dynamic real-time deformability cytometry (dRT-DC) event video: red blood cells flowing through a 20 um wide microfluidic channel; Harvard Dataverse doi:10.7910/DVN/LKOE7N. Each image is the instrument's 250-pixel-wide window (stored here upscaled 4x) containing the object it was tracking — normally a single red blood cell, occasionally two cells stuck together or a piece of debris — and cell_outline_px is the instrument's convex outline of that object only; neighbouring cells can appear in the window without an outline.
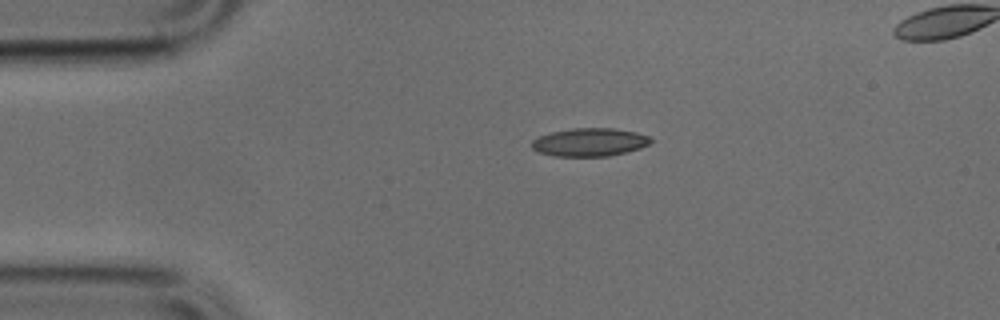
{"species": "common noctule bat (a hibernating species)", "species_latin": "Nyctalus noctula", "temperature_condition": "cold", "stored_images_in_passage": 40, "camera_frame_rate_fps": 3000, "um_per_image_px": 0.085, "animal": {"sex": "male", "body_mass_g": 17.9, "forearm_length_mm": 54.2}, "frame": {"image": 1, "passage_image": 1, "time_ms": 0.0, "image_size_px": [1000, 320], "cell_outline_px": [[652, 140], [648, 144], [640, 148], [608, 156], [556, 156], [540, 152], [532, 148], [532, 140], [540, 136], [552, 132], [572, 128], [616, 128], [636, 132], [648, 136]], "centroid_in_image_um": [50.12, 12.08], "position_along_channel_um": 34.9, "area_um2": 19.31}}
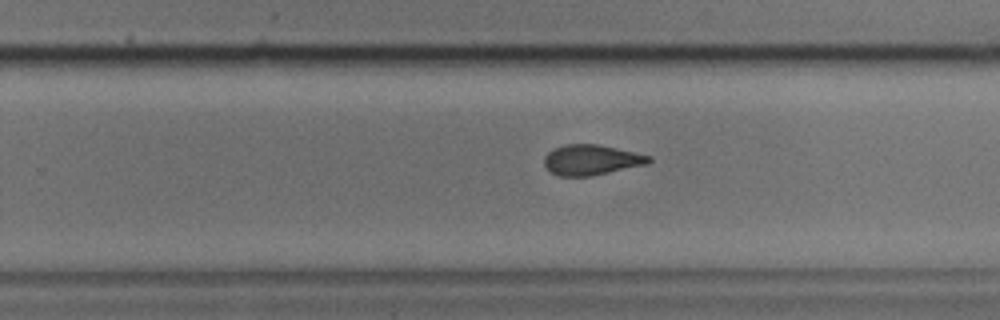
{"frame": {"image": 2, "passage_image": 22, "time_ms": 7.0, "image_size_px": [1000, 320], "cell_outline_px": [[652, 160], [648, 164], [592, 176], [556, 176], [544, 164], [544, 156], [552, 148], [564, 144], [600, 144], [636, 152], [652, 156]], "centroid_in_image_um": [50.28, 13.58], "position_along_channel_um": 279.5, "area_um2": 18.79}}
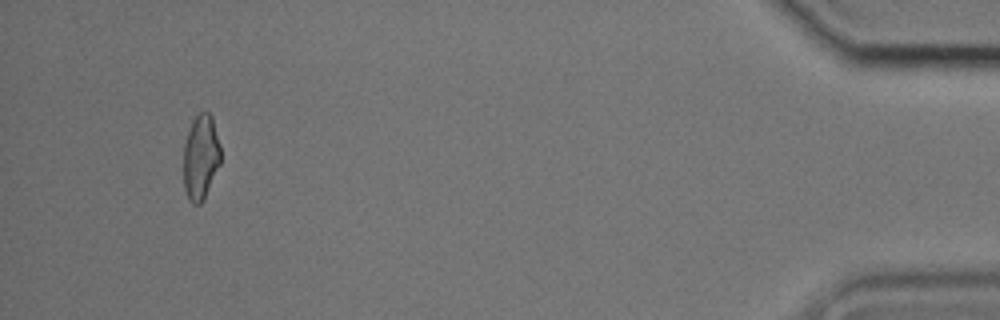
{"frame": {"image": 3, "passage_image": 38, "time_ms": 12.333, "image_size_px": [1000, 320], "cell_outline_px": [[220, 164], [204, 200], [200, 204], [192, 204], [188, 200], [184, 188], [184, 144], [192, 120], [200, 112], [208, 112], [212, 116], [220, 144]], "centroid_in_image_um": [17.06, 13.38], "position_along_channel_um": 418.1, "area_um2": 18.5}}